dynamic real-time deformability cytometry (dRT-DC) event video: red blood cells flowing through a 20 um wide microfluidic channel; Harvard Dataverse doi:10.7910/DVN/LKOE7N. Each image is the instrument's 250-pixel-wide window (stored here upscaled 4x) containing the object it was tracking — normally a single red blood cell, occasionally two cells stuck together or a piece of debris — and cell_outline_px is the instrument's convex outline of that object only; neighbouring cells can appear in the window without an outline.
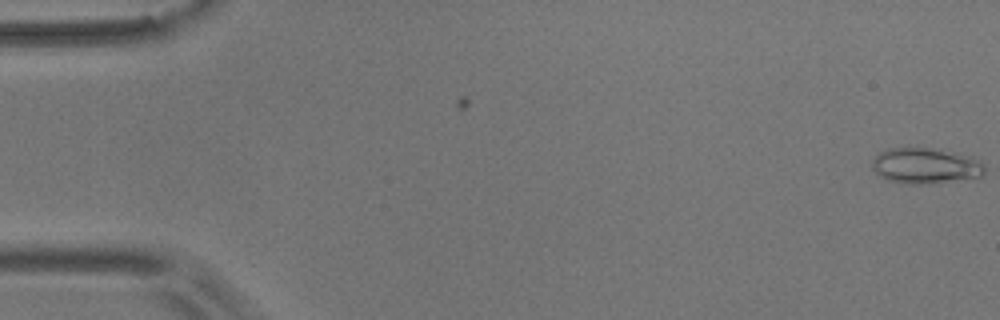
{"species": "common noctule bat (a hibernating species)", "species_latin": "Nyctalus noctula", "temperature_condition": "room temperature", "stored_images_in_passage": 5, "camera_frame_rate_fps": 3000, "um_per_image_px": 0.085, "animal": {"sex": "male", "body_mass_g": 17.9}, "frame": {"image": 1, "passage_image": 5, "time_ms": 1.333, "image_size_px": [1000, 320], "cell_outline_px": [[984, 172], [980, 176], [920, 184], [916, 184], [888, 180], [880, 176], [872, 168], [872, 160], [880, 152], [888, 148], [928, 148], [980, 160], [984, 164]], "centroid_in_image_um": [78.59, 14.09], "position_along_channel_um": 6.4, "area_um2": 22.43}}